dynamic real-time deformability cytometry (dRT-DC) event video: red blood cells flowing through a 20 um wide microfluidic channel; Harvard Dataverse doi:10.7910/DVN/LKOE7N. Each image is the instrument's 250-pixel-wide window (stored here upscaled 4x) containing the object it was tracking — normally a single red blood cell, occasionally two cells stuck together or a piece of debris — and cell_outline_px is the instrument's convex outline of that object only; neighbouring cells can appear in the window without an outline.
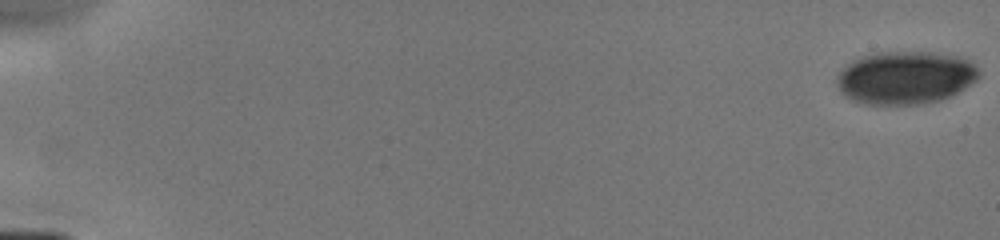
{"species": "human", "species_latin": "Homo sapiens", "temperature_condition": "cold", "stored_images_in_passage": 13, "camera_frame_rate_fps": 3000, "um_per_image_px": 0.085, "donor": {"sex": "male"}, "frame": {"image": 1, "passage_image": 1, "time_ms": 0.0, "image_size_px": [1000, 240], "cell_outline_px": [[980, 76], [976, 80], [952, 96], [940, 100], [924, 104], [868, 104], [852, 100], [844, 96], [840, 92], [836, 84], [836, 76], [852, 60], [860, 56], [876, 52], [932, 52], [960, 56], [976, 64], [980, 72]], "centroid_in_image_um": [76.96, 6.59], "position_along_channel_um": 8.0, "area_um2": 44.27}}
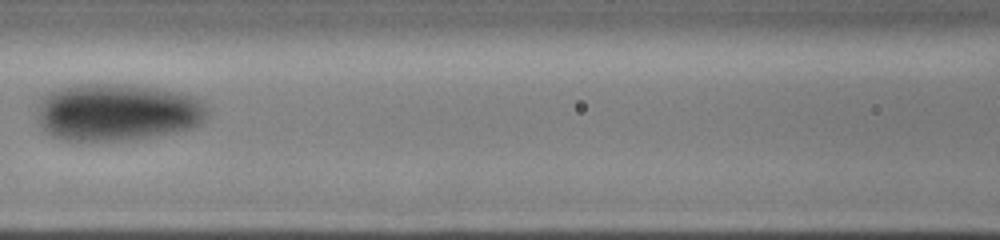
{"frame": {"image": 2, "passage_image": 10, "time_ms": 8.0, "image_size_px": [1000, 240], "cell_outline_px": [[208, 116], [200, 124], [192, 128], [176, 132], [128, 140], [64, 140], [52, 136], [44, 132], [40, 124], [36, 108], [36, 100], [40, 96], [48, 92], [72, 84], [132, 84], [180, 92], [192, 96], [200, 100], [208, 108]], "centroid_in_image_um": [9.93, 9.52], "position_along_channel_um": 156.7, "area_um2": 57.63}}
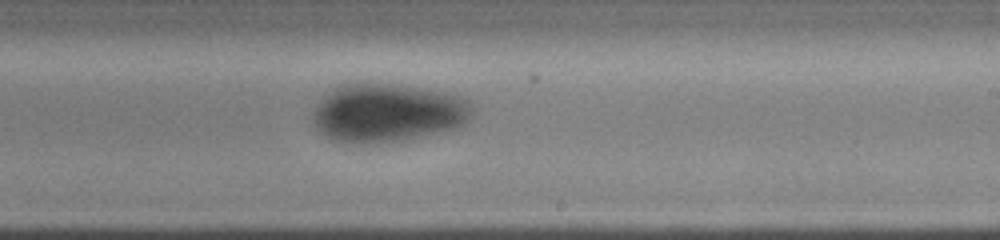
{"frame": {"image": 3, "passage_image": 13, "time_ms": 10.333, "image_size_px": [1000, 240], "cell_outline_px": [[476, 116], [464, 124], [456, 128], [404, 140], [336, 140], [320, 132], [316, 128], [312, 116], [316, 104], [332, 88], [340, 84], [396, 84], [444, 92], [460, 96], [468, 100], [472, 104]], "centroid_in_image_um": [33.02, 9.54], "position_along_channel_um": 256.0, "area_um2": 53.41}}